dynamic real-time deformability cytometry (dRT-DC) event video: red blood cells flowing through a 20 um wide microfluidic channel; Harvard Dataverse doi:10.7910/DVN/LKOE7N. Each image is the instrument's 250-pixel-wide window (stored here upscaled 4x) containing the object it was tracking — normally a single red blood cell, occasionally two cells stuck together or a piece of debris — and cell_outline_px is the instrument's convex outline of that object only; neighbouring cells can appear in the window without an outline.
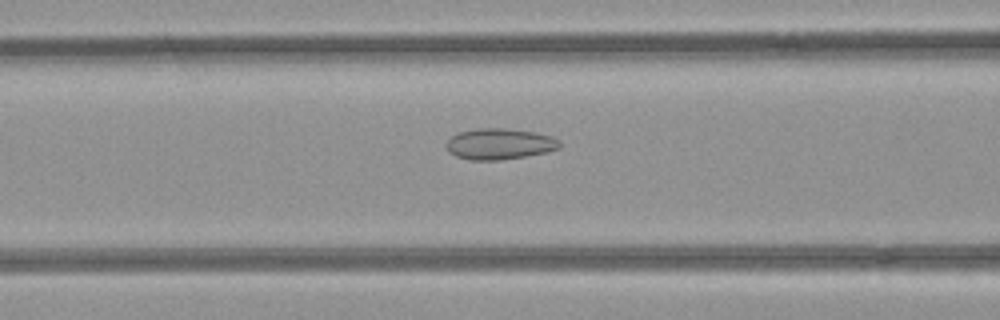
{"species": "common noctule bat (a hibernating species)", "species_latin": "Nyctalus noctula", "temperature_condition": "room temperature", "stored_images_in_passage": 44, "camera_frame_rate_fps": 3000, "um_per_image_px": 0.085, "animal": {"sex": "female", "body_mass_g": 21.9}, "frame": {"image": 1, "passage_image": 13, "time_ms": 4.0, "image_size_px": [1000, 320], "cell_outline_px": [[560, 148], [548, 152], [500, 160], [468, 160], [456, 156], [448, 152], [448, 140], [452, 136], [460, 132], [480, 128], [504, 128], [536, 132], [552, 136], [560, 140]], "centroid_in_image_um": [42.5, 12.24], "position_along_channel_um": 124.1, "area_um2": 20.46}}
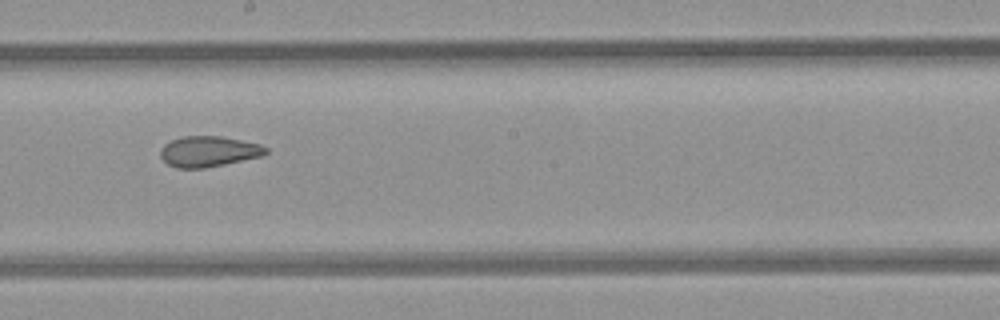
{"frame": {"image": 2, "passage_image": 21, "time_ms": 6.667, "image_size_px": [1000, 320], "cell_outline_px": [[268, 152], [260, 156], [224, 164], [204, 168], [176, 168], [168, 164], [160, 156], [160, 152], [164, 144], [172, 140], [184, 136], [220, 136], [260, 144], [268, 148]], "centroid_in_image_um": [17.72, 12.87], "position_along_channel_um": 230.5, "area_um2": 18.61}}
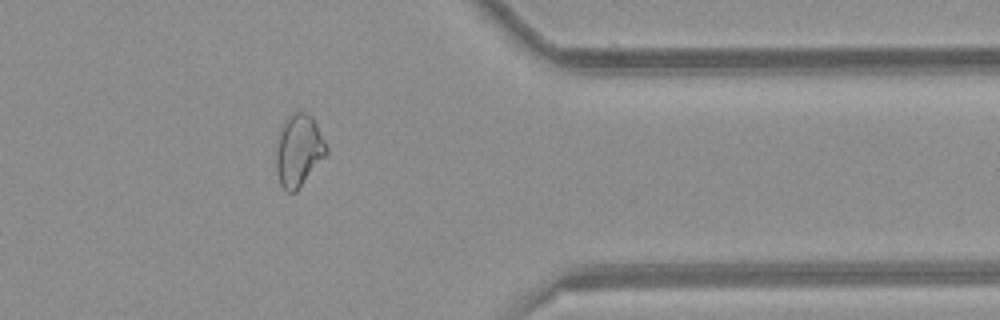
{"frame": {"image": 3, "passage_image": 34, "time_ms": 11.0, "image_size_px": [1000, 320], "cell_outline_px": [[328, 152], [296, 192], [288, 192], [280, 184], [276, 172], [276, 152], [280, 124], [292, 112], [304, 112], [312, 116], [328, 148]], "centroid_in_image_um": [25.36, 12.77], "position_along_channel_um": 386.0, "area_um2": 21.1}, "authors_computed_cell_mechanics": {"area_um2": 20.5768, "velocity_mm_per_s": 3.9823, "shape_relaxation_time_tau1_ms": null, "shape_relaxation_time_tau2_ms": 2.2858, "deformation_change_tau1": null, "deformation_change_tau2": 0.0727}}